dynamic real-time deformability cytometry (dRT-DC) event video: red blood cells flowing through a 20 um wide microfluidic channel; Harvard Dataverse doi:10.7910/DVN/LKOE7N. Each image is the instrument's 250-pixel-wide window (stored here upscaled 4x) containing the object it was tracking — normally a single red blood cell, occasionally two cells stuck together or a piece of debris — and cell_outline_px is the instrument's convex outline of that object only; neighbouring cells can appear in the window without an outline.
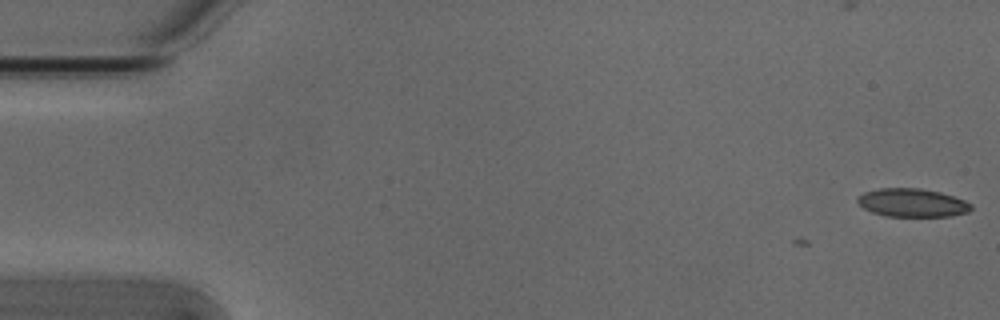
{"species": "Egyptian fruit bat (a non-hibernating species)", "species_latin": "Rousettus aegyptiacus", "temperature_condition": "cold", "stored_images_in_passage": 5, "camera_frame_rate_fps": 3000, "um_per_image_px": 0.085, "animal": {"sex": "male"}, "frame": {"image": 1, "passage_image": 1, "time_ms": 0.0, "image_size_px": [1000, 320], "cell_outline_px": [[972, 208], [968, 212], [952, 216], [884, 216], [872, 212], [864, 208], [856, 200], [856, 196], [864, 192], [880, 188], [920, 188], [940, 192], [964, 200], [972, 204]], "centroid_in_image_um": [77.53, 17.23], "position_along_channel_um": 7.5, "area_um2": 18.79}}